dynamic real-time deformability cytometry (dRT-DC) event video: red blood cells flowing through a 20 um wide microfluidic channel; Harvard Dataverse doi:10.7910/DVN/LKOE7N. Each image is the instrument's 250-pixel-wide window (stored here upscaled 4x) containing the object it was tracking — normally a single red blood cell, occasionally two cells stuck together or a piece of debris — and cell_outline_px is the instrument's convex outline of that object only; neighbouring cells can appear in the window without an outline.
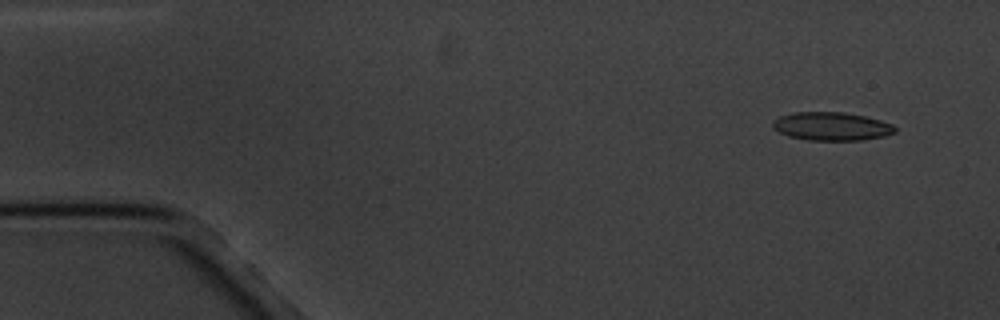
{"species": "common noctule bat (a hibernating species)", "species_latin": "Nyctalus noctula", "temperature_condition": "cold", "stored_images_in_passage": 9, "camera_frame_rate_fps": 3000, "um_per_image_px": 0.085, "animal": {"sex": "male", "body_mass_g": 20.1, "forearm_length_mm": 53.5}, "frame": {"image": 1, "passage_image": 1, "time_ms": 0.0, "image_size_px": [1000, 320], "cell_outline_px": [[896, 132], [884, 136], [860, 140], [808, 140], [788, 136], [772, 128], [772, 124], [780, 116], [792, 112], [844, 112], [864, 116], [880, 120], [892, 124], [896, 128]], "centroid_in_image_um": [70.68, 10.73], "position_along_channel_um": 14.3, "area_um2": 20.11}}
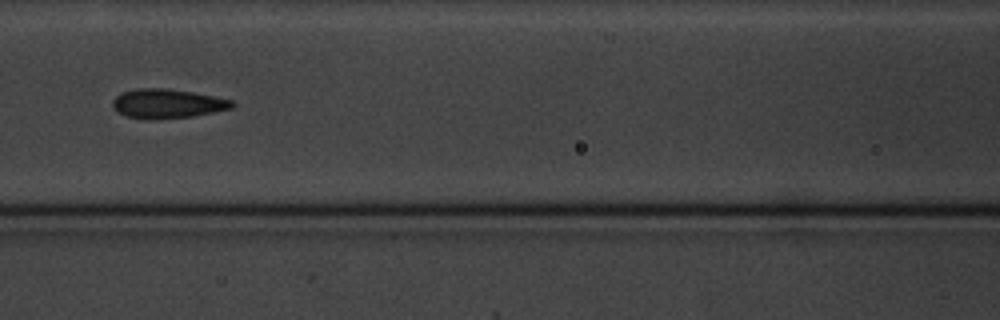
{"frame": {"image": 2, "passage_image": 7, "time_ms": 7.0, "image_size_px": [1000, 320], "cell_outline_px": [[236, 104], [232, 108], [192, 116], [124, 116], [112, 104], [112, 100], [116, 96], [124, 92], [136, 88], [164, 88], [192, 92], [232, 100]], "centroid_in_image_um": [14.27, 8.75], "position_along_channel_um": 152.3, "area_um2": 19.19}}
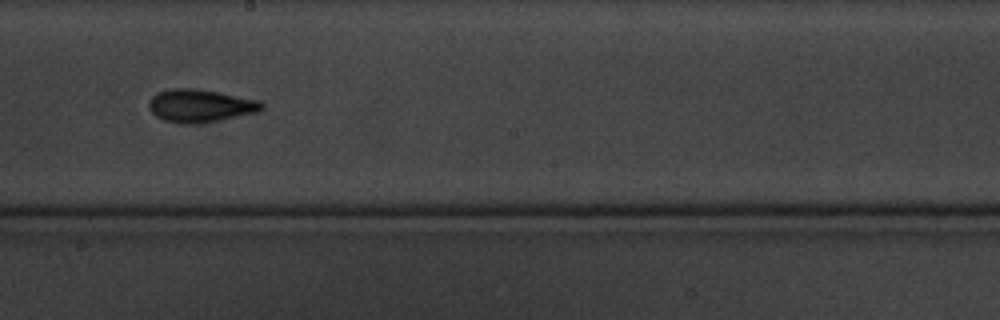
{"frame": {"image": 3, "passage_image": 9, "time_ms": 9.333, "image_size_px": [1000, 320], "cell_outline_px": [[264, 108], [256, 112], [216, 120], [184, 124], [180, 124], [164, 120], [156, 116], [148, 108], [148, 104], [152, 96], [156, 92], [168, 88], [188, 88], [216, 92], [260, 100], [264, 104]], "centroid_in_image_um": [16.97, 8.97], "position_along_channel_um": 231.2, "area_um2": 21.27}}